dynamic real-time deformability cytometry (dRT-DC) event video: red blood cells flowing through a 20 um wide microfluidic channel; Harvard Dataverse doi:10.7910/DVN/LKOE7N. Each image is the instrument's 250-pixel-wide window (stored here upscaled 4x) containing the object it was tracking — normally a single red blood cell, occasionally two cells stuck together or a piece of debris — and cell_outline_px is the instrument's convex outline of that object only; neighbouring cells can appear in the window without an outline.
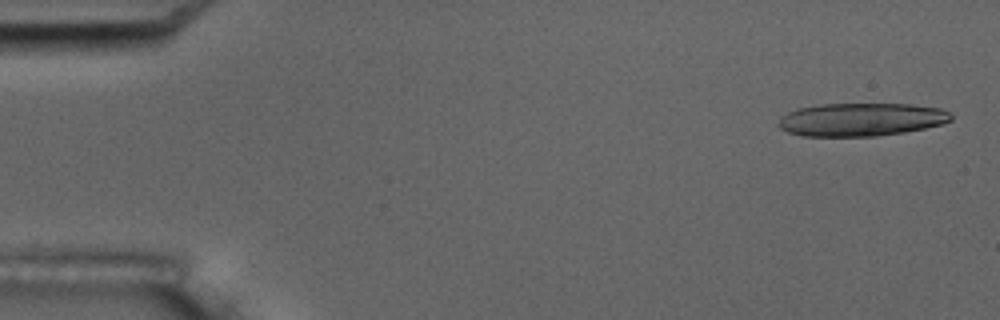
{"species": "common noctule bat (a hibernating species)", "species_latin": "Nyctalus noctula", "temperature_condition": "room temperature", "stored_images_in_passage": 6, "camera_frame_rate_fps": 3000, "um_per_image_px": 0.085, "animal": {"sex": "male", "body_mass_g": 17.5, "forearm_length_mm": 52.3}, "frame": {"image": 1, "passage_image": 1, "time_ms": 0.0, "image_size_px": [1000, 320], "cell_outline_px": [[952, 120], [944, 124], [904, 132], [876, 136], [804, 136], [788, 132], [780, 128], [776, 124], [780, 116], [796, 108], [820, 104], [912, 104], [940, 108], [948, 112], [952, 116]], "centroid_in_image_um": [73.17, 10.15], "position_along_channel_um": 11.8, "area_um2": 33.52}}